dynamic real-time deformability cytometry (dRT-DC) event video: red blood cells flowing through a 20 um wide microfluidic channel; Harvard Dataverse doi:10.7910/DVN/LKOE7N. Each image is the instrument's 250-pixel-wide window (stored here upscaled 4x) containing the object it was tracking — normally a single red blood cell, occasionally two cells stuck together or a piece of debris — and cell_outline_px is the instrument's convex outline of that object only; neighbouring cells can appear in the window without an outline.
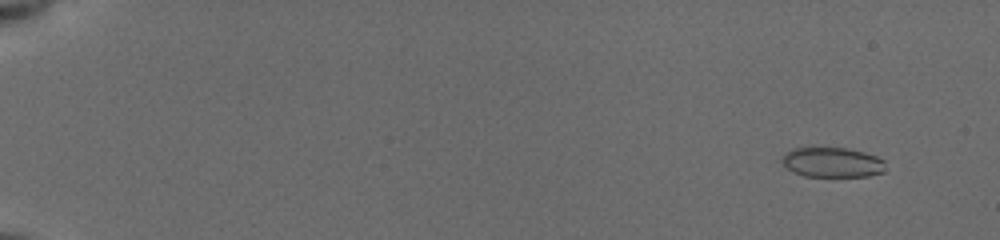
{"species": "common noctule bat (a hibernating species)", "species_latin": "Nyctalus noctula", "temperature_condition": "cold", "stored_images_in_passage": 55, "camera_frame_rate_fps": 3000, "um_per_image_px": 0.085, "animal": {"sex": "female", "body_mass_g": 19.5, "forearm_length_mm": 54.1}, "frame": {"image": 1, "passage_image": 5, "time_ms": 1.333, "image_size_px": [1000, 240], "cell_outline_px": [[884, 172], [868, 176], [804, 176], [792, 172], [780, 160], [780, 156], [784, 152], [792, 148], [812, 144], [848, 148], [864, 152], [876, 156], [884, 160]], "centroid_in_image_um": [70.65, 13.74], "position_along_channel_um": 14.4, "area_um2": 18.96}}
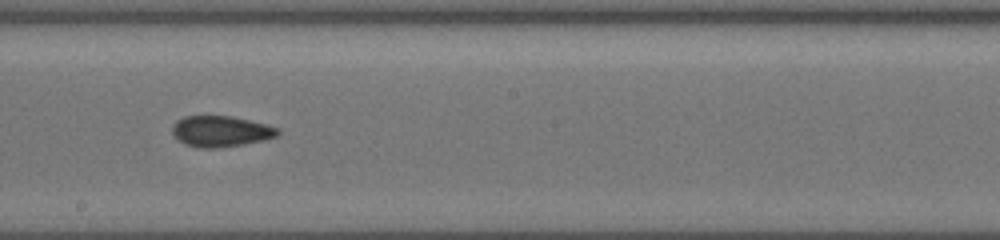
{"frame": {"image": 2, "passage_image": 34, "time_ms": 11.0, "image_size_px": [1000, 240], "cell_outline_px": [[280, 132], [276, 136], [264, 140], [244, 144], [216, 148], [196, 148], [184, 144], [172, 132], [172, 124], [176, 120], [184, 116], [232, 116], [268, 124], [280, 128]], "centroid_in_image_um": [18.78, 11.16], "position_along_channel_um": 229.4, "area_um2": 19.19}}
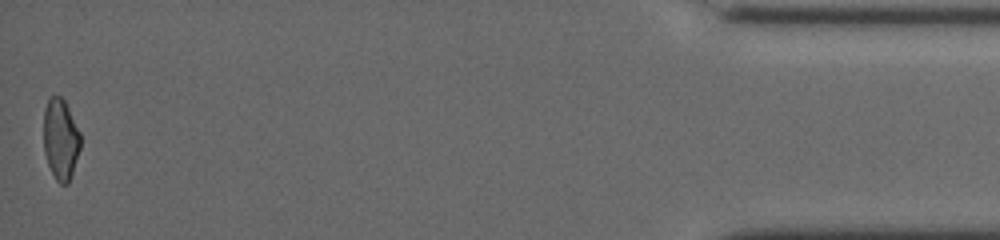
{"frame": {"image": 3, "passage_image": 55, "time_ms": 18.0, "image_size_px": [1000, 240], "cell_outline_px": [[80, 148], [68, 184], [60, 184], [56, 180], [48, 164], [44, 152], [44, 108], [48, 100], [52, 96], [60, 96], [64, 100], [80, 132]], "centroid_in_image_um": [5.14, 11.83], "position_along_channel_um": 430.1, "area_um2": 17.17}, "authors_computed_cell_mechanics": {"area_um2": 18.9006, "velocity_mm_per_s": 3.948, "shape_relaxation_time_tau1_ms": 7.0644, "shape_relaxation_time_tau2_ms": 2.4679, "deformation_change_tau1": 0.1284, "deformation_change_tau2": 0.0811}}